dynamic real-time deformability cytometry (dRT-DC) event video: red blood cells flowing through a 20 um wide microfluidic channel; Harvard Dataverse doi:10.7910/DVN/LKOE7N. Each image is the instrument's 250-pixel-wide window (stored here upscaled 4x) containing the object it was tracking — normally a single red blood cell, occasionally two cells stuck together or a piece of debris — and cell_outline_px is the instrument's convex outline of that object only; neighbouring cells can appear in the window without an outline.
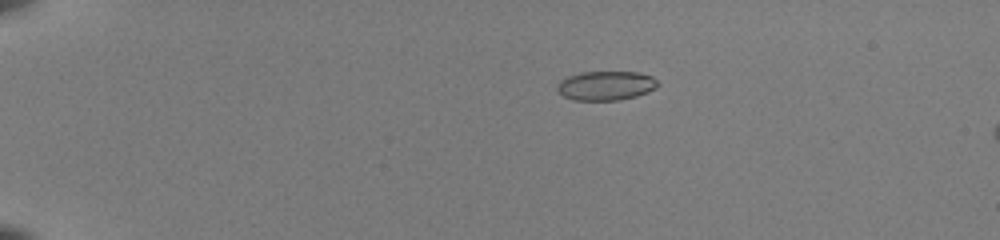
{"species": "common noctule bat (a hibernating species)", "species_latin": "Nyctalus noctula", "temperature_condition": "room temperature", "stored_images_in_passage": 18, "camera_frame_rate_fps": 3000, "um_per_image_px": 0.085, "animal": {"sex": "female", "body_mass_g": 22.0, "forearm_length_mm": 56.7}, "frame": {"image": 1, "passage_image": 13, "time_ms": 4.0, "image_size_px": [1000, 240], "cell_outline_px": [[660, 84], [656, 88], [648, 92], [636, 96], [620, 100], [572, 100], [564, 96], [556, 88], [556, 84], [560, 80], [568, 76], [580, 72], [640, 72], [652, 76]], "centroid_in_image_um": [51.51, 7.27], "position_along_channel_um": 33.5, "area_um2": 17.28}}